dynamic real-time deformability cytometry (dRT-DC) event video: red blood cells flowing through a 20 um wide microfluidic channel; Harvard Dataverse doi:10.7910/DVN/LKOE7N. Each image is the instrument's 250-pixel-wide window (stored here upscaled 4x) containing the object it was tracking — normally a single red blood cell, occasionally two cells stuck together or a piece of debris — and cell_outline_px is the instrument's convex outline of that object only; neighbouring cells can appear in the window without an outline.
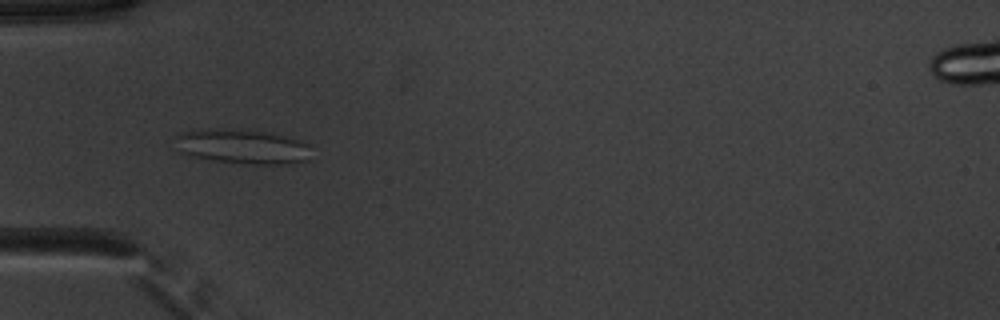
{"species": "common noctule bat (a hibernating species)", "species_latin": "Nyctalus noctula", "temperature_condition": "warm", "stored_images_in_passage": 52, "camera_frame_rate_fps": 3000, "um_per_image_px": 0.085, "animal": {"sex": "male", "body_mass_g": 20.1, "forearm_length_mm": 53.5}, "frame": {"image": 1, "passage_image": 17, "time_ms": 5.333, "image_size_px": [1000, 320], "cell_outline_px": [[312, 144], [308, 160], [292, 164], [248, 164], [212, 160], [192, 156], [180, 152], [176, 136], [184, 132], [260, 132], [300, 140]], "centroid_in_image_um": [20.75, 12.54], "position_along_channel_um": 64.2, "area_um2": 25.89}}
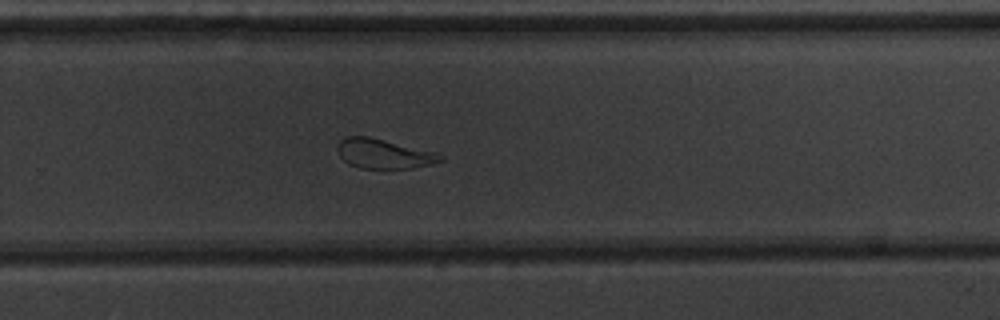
{"frame": {"image": 2, "passage_image": 35, "time_ms": 11.333, "image_size_px": [1000, 320], "cell_outline_px": [[444, 160], [432, 164], [412, 168], [360, 168], [348, 164], [340, 156], [336, 148], [340, 140], [344, 136], [368, 136], [436, 152], [444, 156]], "centroid_in_image_um": [32.61, 13.06], "position_along_channel_um": 297.2, "area_um2": 17.8}}
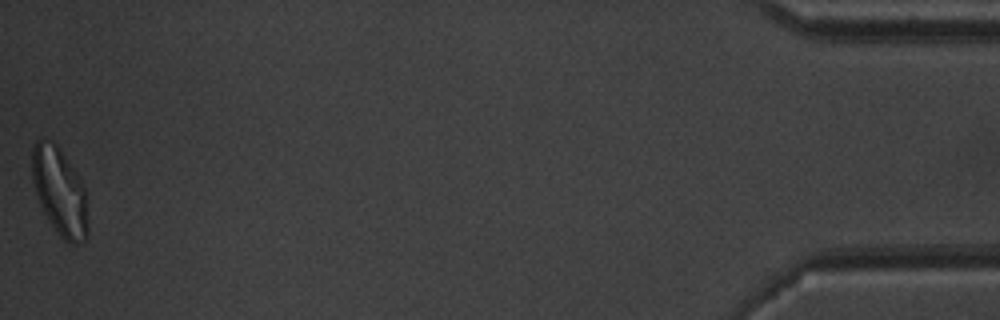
{"frame": {"image": 3, "passage_image": 52, "time_ms": 17.0, "image_size_px": [1000, 320], "cell_outline_px": [[88, 236], [84, 240], [76, 244], [68, 244], [60, 236], [48, 220], [40, 204], [32, 180], [32, 148], [36, 140], [52, 140], [60, 148], [80, 180], [84, 188], [88, 224]], "centroid_in_image_um": [5.07, 16.3], "position_along_channel_um": 430.1, "area_um2": 28.32}, "authors_computed_cell_mechanics": {"area_um2": 24.3338, "velocity_mm_per_s": 3.9036, "shape_relaxation_time_tau1_ms": null, "shape_relaxation_time_tau2_ms": 1.4889, "deformation_change_tau1": null, "deformation_change_tau2": 0.0916}}